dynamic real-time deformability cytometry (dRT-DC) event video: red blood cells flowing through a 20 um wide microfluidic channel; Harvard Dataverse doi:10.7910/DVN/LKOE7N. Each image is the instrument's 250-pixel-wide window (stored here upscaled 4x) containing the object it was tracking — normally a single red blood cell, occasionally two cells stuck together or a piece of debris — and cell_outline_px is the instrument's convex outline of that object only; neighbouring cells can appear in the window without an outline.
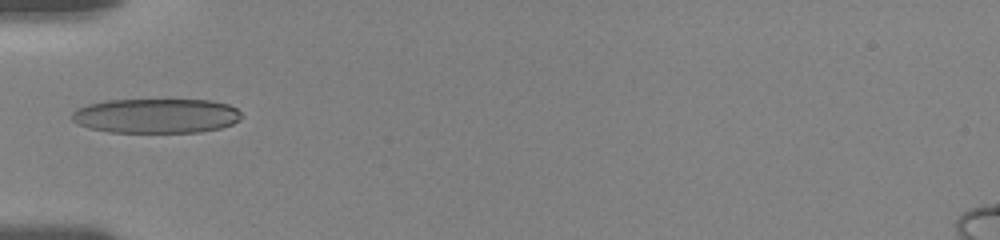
{"species": "human", "species_latin": "Homo sapiens", "temperature_condition": "room temperature", "stored_images_in_passage": 37, "camera_frame_rate_fps": 3000, "um_per_image_px": 0.085, "donor": {"sex": "female"}, "frame": {"image": 1, "passage_image": 1, "time_ms": 0.0, "image_size_px": [1000, 240], "cell_outline_px": [[240, 120], [232, 124], [220, 128], [200, 132], [108, 132], [88, 128], [72, 120], [72, 112], [76, 108], [88, 104], [108, 100], [212, 100], [228, 104], [236, 108], [240, 112]], "centroid_in_image_um": [13.27, 9.84], "position_along_channel_um": 71.7, "area_um2": 34.28}}
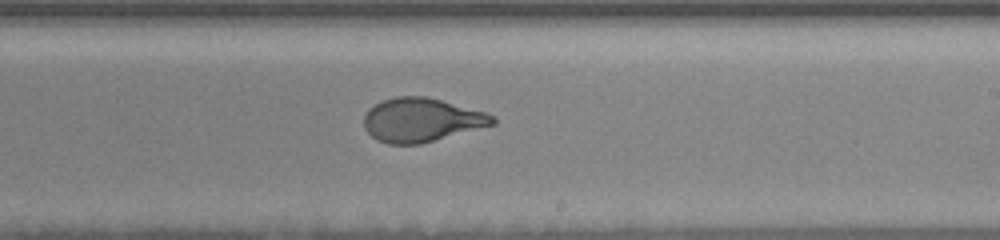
{"frame": {"image": 2, "passage_image": 16, "time_ms": 5.0, "image_size_px": [1000, 240], "cell_outline_px": [[496, 124], [420, 144], [388, 144], [376, 140], [364, 128], [364, 116], [368, 108], [384, 100], [396, 96], [424, 96], [488, 112], [496, 120]], "centroid_in_image_um": [35.82, 10.2], "position_along_channel_um": 253.2, "area_um2": 32.83}}
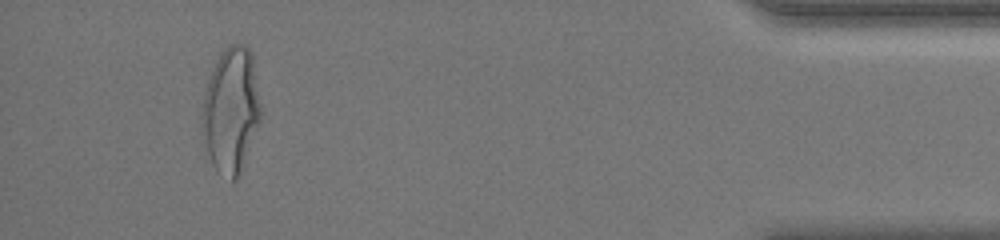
{"frame": {"image": 3, "passage_image": 34, "time_ms": 11.0, "image_size_px": [1000, 240], "cell_outline_px": [[260, 120], [240, 176], [236, 180], [232, 180], [216, 172], [204, 152], [200, 132], [200, 124], [204, 92], [212, 68], [216, 60], [228, 44], [244, 44], [252, 52], [260, 104]], "centroid_in_image_um": [19.59, 9.43], "position_along_channel_um": 415.6, "area_um2": 43.75}, "authors_computed_cell_mechanics": {"area_um2": 33.813, "velocity_mm_per_s": 3.6185, "shape_relaxation_time_tau1_ms": 4.4533, "shape_relaxation_time_tau2_ms": null, "deformation_change_tau1": 0.1935, "deformation_change_tau2": null}}